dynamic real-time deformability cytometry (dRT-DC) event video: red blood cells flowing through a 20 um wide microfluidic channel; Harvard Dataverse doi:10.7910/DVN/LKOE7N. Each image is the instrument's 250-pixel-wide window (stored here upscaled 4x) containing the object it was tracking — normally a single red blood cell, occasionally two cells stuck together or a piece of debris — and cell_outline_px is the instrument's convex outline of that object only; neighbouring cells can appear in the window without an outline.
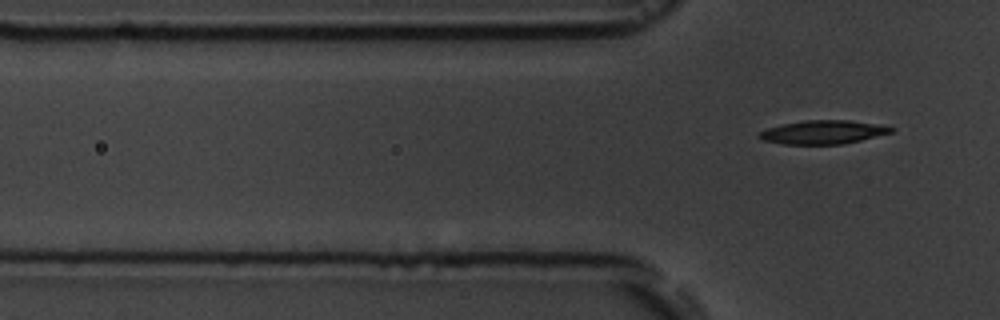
{"species": "common noctule bat (a hibernating species)", "species_latin": "Nyctalus noctula", "temperature_condition": "room temperature", "stored_images_in_passage": 5, "segment_of_instrument_passage": [2, 2], "camera_frame_rate_fps": 3000, "um_per_image_px": 0.085, "animal": {"sex": "male", "body_mass_g": 19.5, "forearm_length_mm": 54.6}, "frame": {"image": 1, "passage_image": 5, "time_ms": 4.333, "image_size_px": [1000, 320], "cell_outline_px": [[896, 128], [892, 132], [844, 144], [784, 144], [764, 140], [756, 136], [760, 132], [768, 128], [784, 124], [804, 120], [848, 120], [876, 124]], "centroid_in_image_um": [69.96, 11.23], "position_along_channel_um": 55.8, "area_um2": 17.92}}